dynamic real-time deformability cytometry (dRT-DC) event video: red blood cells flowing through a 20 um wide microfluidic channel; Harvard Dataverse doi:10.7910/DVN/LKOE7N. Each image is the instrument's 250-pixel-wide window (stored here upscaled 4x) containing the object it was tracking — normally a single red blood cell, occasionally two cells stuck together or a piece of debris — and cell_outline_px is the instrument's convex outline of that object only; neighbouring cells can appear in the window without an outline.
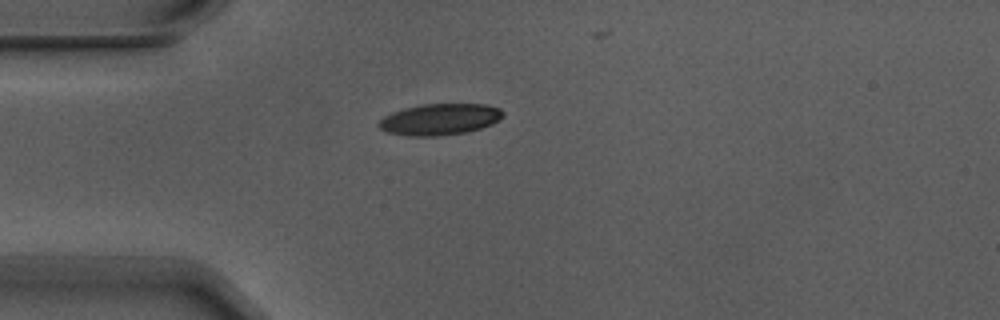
{"species": "Egyptian fruit bat (a non-hibernating species)", "species_latin": "Rousettus aegyptiacus", "temperature_condition": "warm", "stored_images_in_passage": 1, "camera_frame_rate_fps": 3000, "um_per_image_px": 0.085, "animal": {"sex": "male"}, "frame": {"image": 1, "passage_image": 1, "time_ms": 0.0, "image_size_px": [1000, 320], "cell_outline_px": [[504, 116], [500, 120], [492, 124], [480, 128], [464, 132], [440, 136], [408, 136], [388, 132], [380, 128], [376, 124], [384, 116], [392, 112], [404, 108], [420, 104], [484, 104], [500, 108], [504, 112]], "centroid_in_image_um": [37.39, 10.14], "position_along_channel_um": 47.6, "area_um2": 22.77}}